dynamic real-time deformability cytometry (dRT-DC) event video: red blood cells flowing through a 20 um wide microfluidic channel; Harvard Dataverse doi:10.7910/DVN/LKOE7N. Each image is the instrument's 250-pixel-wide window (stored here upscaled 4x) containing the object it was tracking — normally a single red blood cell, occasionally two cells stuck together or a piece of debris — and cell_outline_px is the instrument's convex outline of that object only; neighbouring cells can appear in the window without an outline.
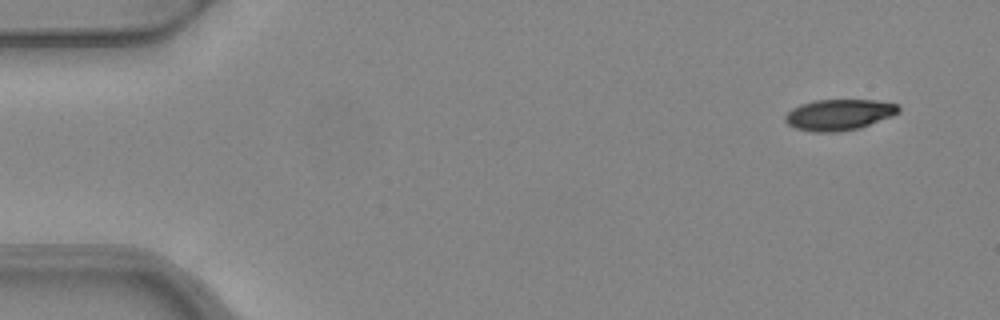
{"species": "common noctule bat (a hibernating species)", "species_latin": "Nyctalus noctula", "temperature_condition": "warm", "stored_images_in_passage": 4, "camera_frame_rate_fps": 3000, "um_per_image_px": 0.085, "animal": {"sex": "female", "body_mass_g": 24.6, "forearm_length_mm": 56.2}, "frame": {"image": 1, "passage_image": 1, "time_ms": 0.0, "image_size_px": [1000, 320], "cell_outline_px": [[900, 112], [892, 116], [860, 128], [840, 132], [812, 132], [796, 128], [788, 124], [784, 120], [784, 116], [792, 108], [800, 104], [816, 100], [876, 100], [900, 104]], "centroid_in_image_um": [71.33, 9.75], "position_along_channel_um": 13.7, "area_um2": 20.69}}
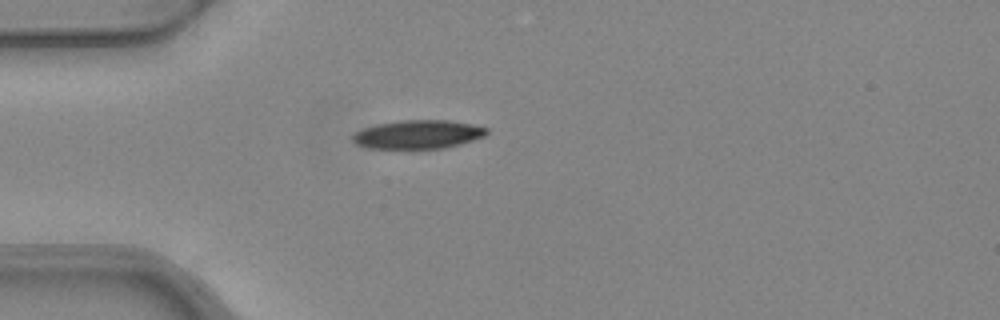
{"frame": {"image": 2, "passage_image": 4, "time_ms": 1.0, "image_size_px": [1000, 320], "cell_outline_px": [[488, 132], [484, 136], [460, 144], [444, 148], [368, 148], [356, 144], [352, 140], [352, 136], [356, 132], [364, 128], [380, 124], [400, 120], [448, 120], [472, 124], [488, 128]], "centroid_in_image_um": [35.55, 11.42], "position_along_channel_um": 49.5, "area_um2": 22.14}}